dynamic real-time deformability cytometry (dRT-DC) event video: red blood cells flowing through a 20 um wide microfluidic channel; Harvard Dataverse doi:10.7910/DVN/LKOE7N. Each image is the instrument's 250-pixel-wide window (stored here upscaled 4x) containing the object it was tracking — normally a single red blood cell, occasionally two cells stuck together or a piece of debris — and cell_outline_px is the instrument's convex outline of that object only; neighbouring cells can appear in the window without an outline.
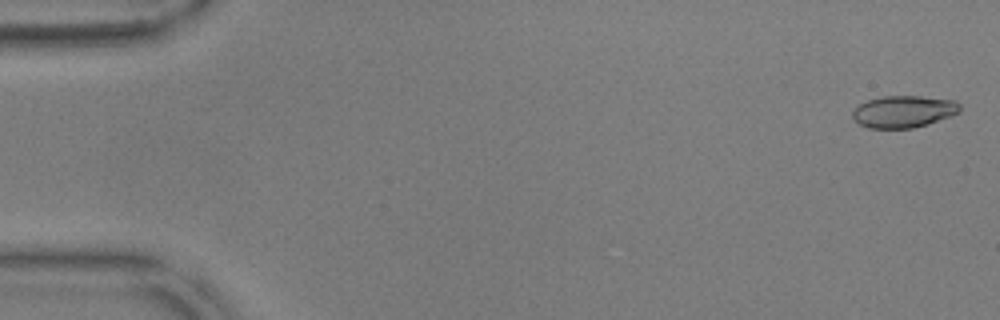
{"species": "common noctule bat (a hibernating species)", "species_latin": "Nyctalus noctula", "temperature_condition": "warm", "stored_images_in_passage": 53, "camera_frame_rate_fps": 3000, "um_per_image_px": 0.085, "animal": {"sex": "male", "body_mass_g": 17.9, "forearm_length_mm": 54.2}, "frame": {"image": 1, "passage_image": 2, "time_ms": 0.333, "image_size_px": [1000, 320], "cell_outline_px": [[960, 112], [928, 124], [912, 128], [868, 128], [860, 124], [852, 116], [852, 112], [860, 104], [868, 100], [884, 96], [920, 96], [956, 100], [960, 104]], "centroid_in_image_um": [76.83, 9.48], "position_along_channel_um": 8.2, "area_um2": 19.88}}
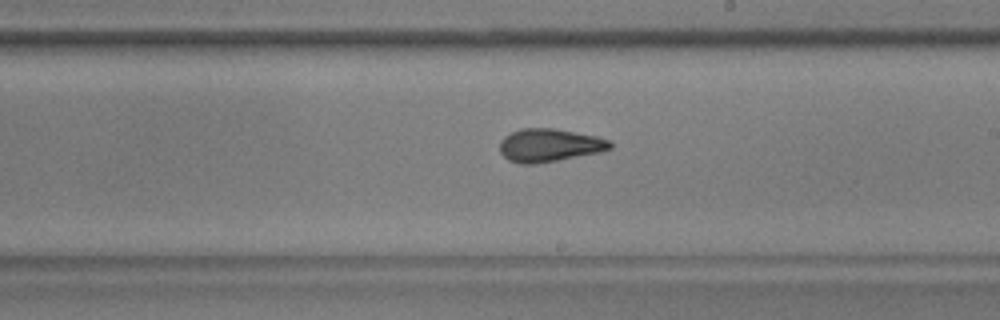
{"frame": {"image": 2, "passage_image": 33, "time_ms": 10.667, "image_size_px": [1000, 320], "cell_outline_px": [[612, 148], [600, 152], [536, 164], [520, 164], [508, 160], [500, 152], [500, 140], [504, 136], [520, 128], [552, 128], [596, 136], [612, 140]], "centroid_in_image_um": [46.69, 12.35], "position_along_channel_um": 242.3, "area_um2": 21.33}}
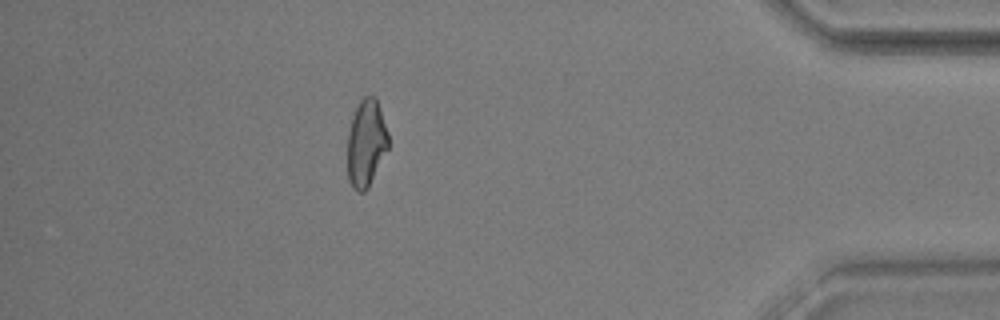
{"frame": {"image": 3, "passage_image": 50, "time_ms": 16.333, "image_size_px": [1000, 320], "cell_outline_px": [[388, 148], [368, 188], [364, 192], [356, 192], [352, 188], [348, 180], [348, 132], [352, 116], [360, 100], [364, 96], [376, 96], [388, 132]], "centroid_in_image_um": [31.12, 12.17], "position_along_channel_um": 404.1, "area_um2": 20.81}}